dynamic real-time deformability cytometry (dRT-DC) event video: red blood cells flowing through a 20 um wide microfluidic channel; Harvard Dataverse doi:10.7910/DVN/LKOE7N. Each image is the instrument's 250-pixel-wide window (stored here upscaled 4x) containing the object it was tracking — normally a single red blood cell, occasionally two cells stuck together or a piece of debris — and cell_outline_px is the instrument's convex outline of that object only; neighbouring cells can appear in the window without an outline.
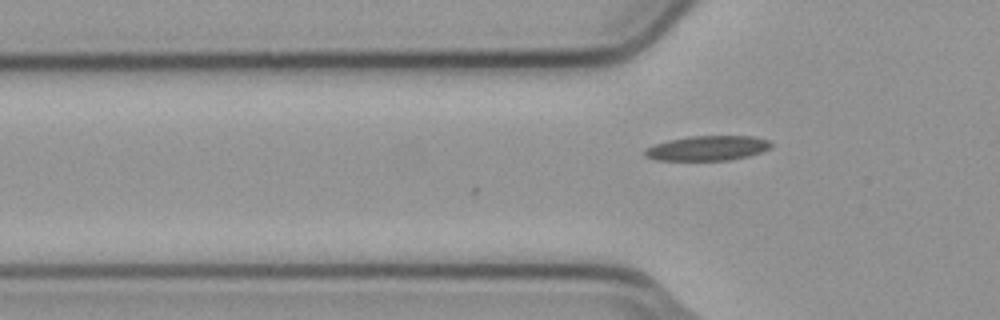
{"species": "common noctule bat (a hibernating species)", "species_latin": "Nyctalus noctula", "temperature_condition": "cold", "stored_images_in_passage": 2, "camera_frame_rate_fps": 3000, "um_per_image_px": 0.085, "animal": {"sex": "male", "body_mass_g": 23.1, "forearm_length_mm": 52.7}, "frame": {"image": 1, "passage_image": 2, "time_ms": 0.333, "image_size_px": [1000, 320], "cell_outline_px": [[772, 144], [768, 148], [760, 152], [748, 156], [728, 160], [656, 160], [644, 156], [644, 148], [668, 140], [692, 136], [752, 136], [768, 140]], "centroid_in_image_um": [60.09, 12.59], "position_along_channel_um": 65.7, "area_um2": 18.09}}